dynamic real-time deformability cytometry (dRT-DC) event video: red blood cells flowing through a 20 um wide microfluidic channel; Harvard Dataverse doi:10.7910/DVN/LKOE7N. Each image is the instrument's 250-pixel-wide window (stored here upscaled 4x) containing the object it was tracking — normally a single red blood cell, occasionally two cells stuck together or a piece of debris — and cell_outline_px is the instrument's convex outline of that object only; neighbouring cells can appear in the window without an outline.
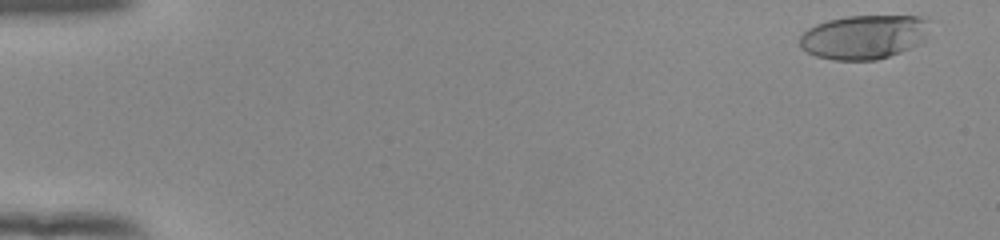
{"species": "human", "species_latin": "Homo sapiens", "temperature_condition": "room temperature", "stored_images_in_passage": 54, "camera_frame_rate_fps": 3000, "um_per_image_px": 0.085, "donor": {"sex": "female"}, "frame": {"image": 1, "passage_image": 3, "time_ms": 0.667, "image_size_px": [1000, 240], "cell_outline_px": [[928, 20], [924, 40], [920, 44], [900, 52], [876, 60], [832, 60], [816, 56], [800, 48], [800, 36], [808, 28], [816, 24], [828, 20], [848, 16], [920, 16]], "centroid_in_image_um": [73.41, 3.14], "position_along_channel_um": 11.6, "area_um2": 33.29}}
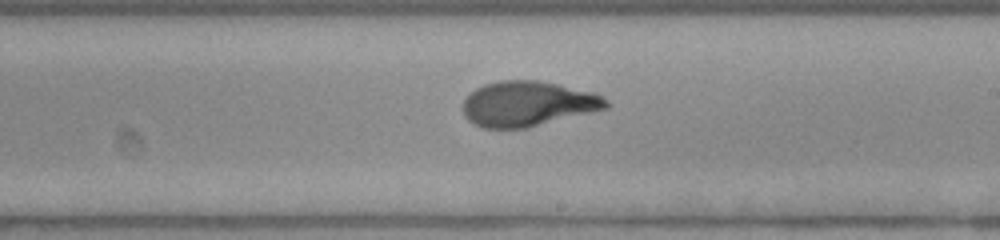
{"frame": {"image": 2, "passage_image": 33, "time_ms": 10.667, "image_size_px": [1000, 240], "cell_outline_px": [[608, 108], [528, 128], [480, 128], [468, 120], [464, 116], [464, 100], [476, 88], [484, 84], [500, 80], [536, 80], [596, 92], [608, 100]], "centroid_in_image_um": [44.87, 8.83], "position_along_channel_um": 244.1, "area_um2": 37.74}}
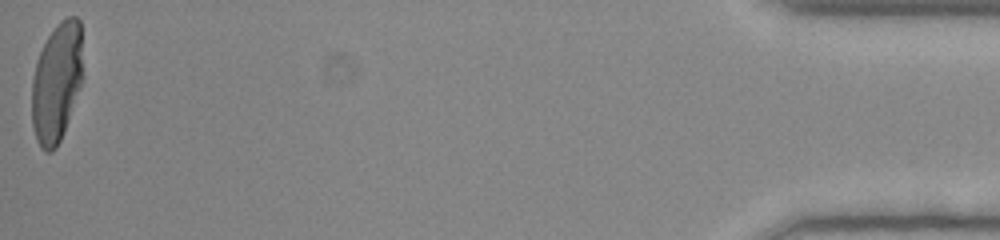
{"frame": {"image": 3, "passage_image": 54, "time_ms": 17.667, "image_size_px": [1000, 240], "cell_outline_px": [[84, 76], [80, 88], [64, 132], [56, 148], [52, 152], [44, 152], [40, 148], [36, 140], [32, 124], [32, 80], [36, 60], [48, 36], [56, 24], [60, 20], [68, 16], [76, 16], [80, 20]], "centroid_in_image_um": [4.83, 7.0], "position_along_channel_um": 430.4, "area_um2": 36.18}, "authors_computed_cell_mechanics": {"area_um2": 36.2984, "velocity_mm_per_s": 3.9139, "shape_relaxation_time_tau1_ms": 3.9689, "shape_relaxation_time_tau2_ms": 0.74, "deformation_change_tau1": 0.2181, "deformation_change_tau2": 0.0701}}